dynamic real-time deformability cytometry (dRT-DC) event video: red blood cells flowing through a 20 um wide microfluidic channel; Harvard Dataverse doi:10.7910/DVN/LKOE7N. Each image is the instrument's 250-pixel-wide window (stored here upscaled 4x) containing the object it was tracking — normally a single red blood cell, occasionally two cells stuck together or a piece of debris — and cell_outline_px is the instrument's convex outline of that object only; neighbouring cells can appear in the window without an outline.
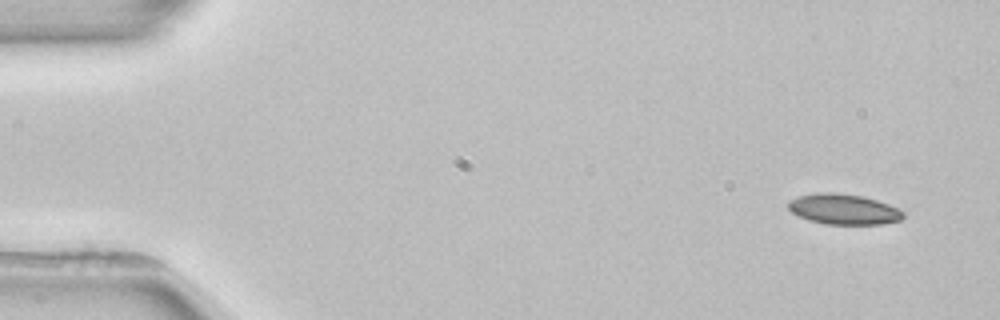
{"species": "common noctule bat (a hibernating species)", "species_latin": "Nyctalus noctula", "temperature_condition": "room temperature", "stored_images_in_passage": 5, "camera_frame_rate_fps": 3000, "um_per_image_px": 0.085, "animal": {"sex": "female", "body_mass_g": 22.7, "forearm_length_mm": 54.2}, "frame": {"image": 1, "passage_image": 1, "time_ms": 0.0, "image_size_px": [1000, 320], "cell_outline_px": [[904, 216], [900, 220], [884, 224], [824, 224], [808, 220], [792, 212], [788, 208], [788, 200], [800, 196], [820, 192], [832, 192], [864, 196], [888, 204], [904, 212]], "centroid_in_image_um": [71.7, 17.78], "position_along_channel_um": 13.3, "area_um2": 20.35}}
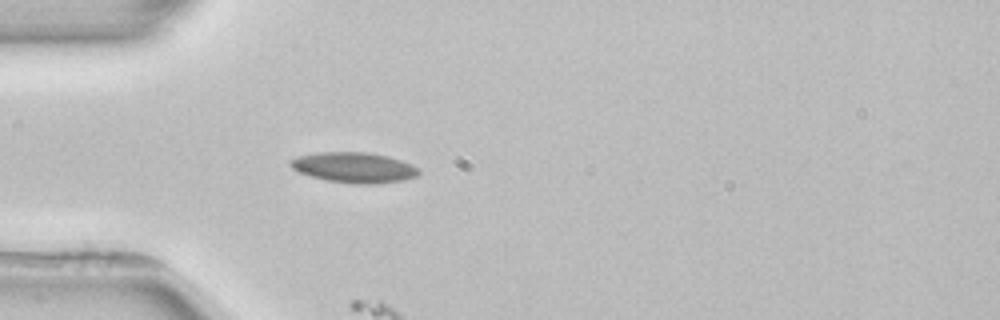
{"frame": {"image": 2, "passage_image": 4, "time_ms": 4.0, "image_size_px": [1000, 320], "cell_outline_px": [[420, 172], [416, 176], [400, 180], [372, 184], [352, 184], [328, 180], [312, 176], [300, 172], [292, 168], [288, 164], [288, 160], [296, 156], [316, 152], [368, 152], [388, 156], [412, 164]], "centroid_in_image_um": [30.04, 14.22], "position_along_channel_um": 55.0, "area_um2": 22.66}}